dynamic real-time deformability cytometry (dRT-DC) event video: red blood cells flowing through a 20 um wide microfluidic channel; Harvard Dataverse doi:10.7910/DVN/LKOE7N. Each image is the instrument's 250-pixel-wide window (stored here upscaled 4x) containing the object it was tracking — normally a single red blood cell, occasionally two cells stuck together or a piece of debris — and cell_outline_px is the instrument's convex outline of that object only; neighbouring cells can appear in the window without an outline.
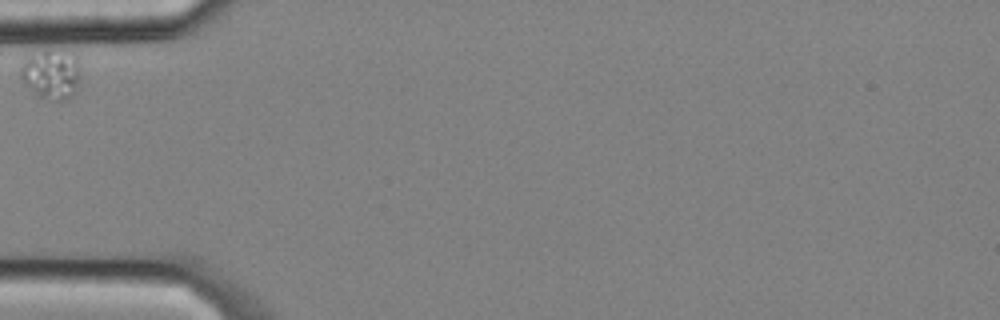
{"species": "common noctule bat (a hibernating species)", "species_latin": "Nyctalus noctula", "temperature_condition": "cold", "stored_images_in_passage": 9, "segment_of_instrument_passage": [1, 3], "camera_frame_rate_fps": 3000, "um_per_image_px": 0.085, "animal": {"sex": "male", "body_mass_g": 20.4}, "frame": {"image": 1, "passage_image": 1, "time_ms": 0.0, "image_size_px": [1000, 320], "cell_outline_px": [[80, 68], [76, 88], [72, 96], [68, 100], [56, 100], [40, 96], [28, 88], [20, 80], [20, 64], [28, 56], [44, 48], [48, 48], [72, 52], [76, 56]], "centroid_in_image_um": [4.34, 6.25], "position_along_channel_um": 80.7, "area_um2": 17.69}}
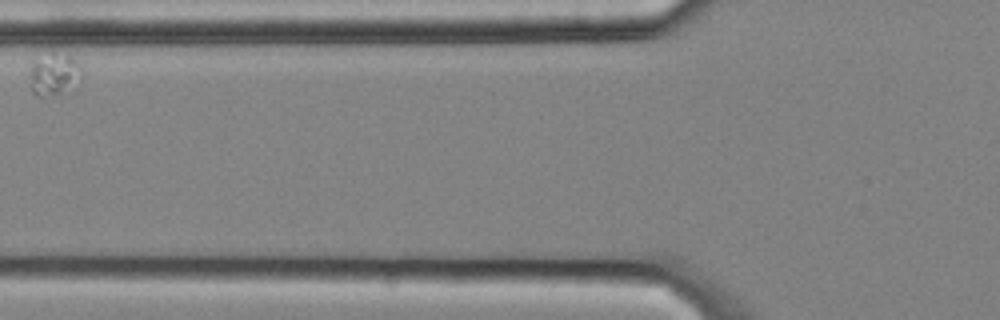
{"frame": {"image": 2, "passage_image": 2, "time_ms": 0.333, "image_size_px": [1000, 320], "cell_outline_px": [[84, 76], [80, 84], [60, 92], [44, 96], [40, 96], [32, 92], [28, 72], [32, 64], [52, 52], [68, 56], [80, 64]], "centroid_in_image_um": [4.64, 6.33], "position_along_channel_um": 121.2, "area_um2": 12.66}}